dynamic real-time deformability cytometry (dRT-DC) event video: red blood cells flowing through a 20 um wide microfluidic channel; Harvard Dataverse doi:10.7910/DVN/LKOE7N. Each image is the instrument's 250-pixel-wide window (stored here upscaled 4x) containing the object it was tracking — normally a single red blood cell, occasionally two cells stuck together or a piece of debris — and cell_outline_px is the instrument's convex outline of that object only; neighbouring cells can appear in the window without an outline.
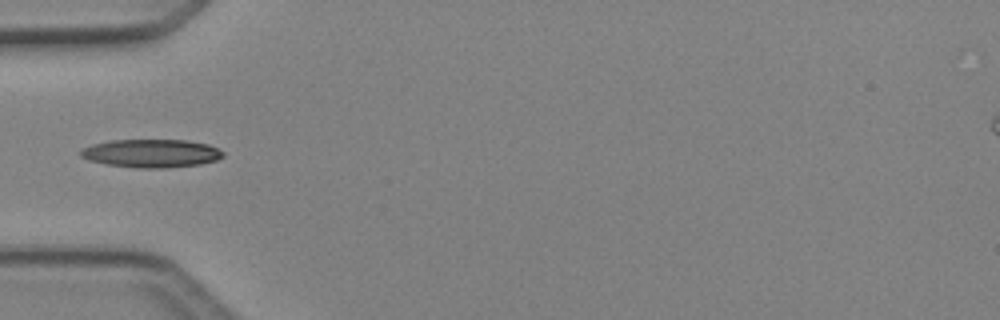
{"species": "Egyptian fruit bat (a non-hibernating species)", "species_latin": "Rousettus aegyptiacus", "temperature_condition": "cold", "stored_images_in_passage": 33, "camera_frame_rate_fps": 3000, "um_per_image_px": 0.085, "animal": {"sex": "female"}, "frame": {"image": 1, "passage_image": 1, "time_ms": 0.0, "image_size_px": [1000, 320], "cell_outline_px": [[224, 156], [216, 160], [200, 164], [168, 168], [136, 168], [108, 164], [88, 160], [80, 156], [80, 148], [92, 144], [112, 140], [188, 140], [208, 144], [224, 152]], "centroid_in_image_um": [12.85, 13.03], "position_along_channel_um": 72.2, "area_um2": 23.52}}
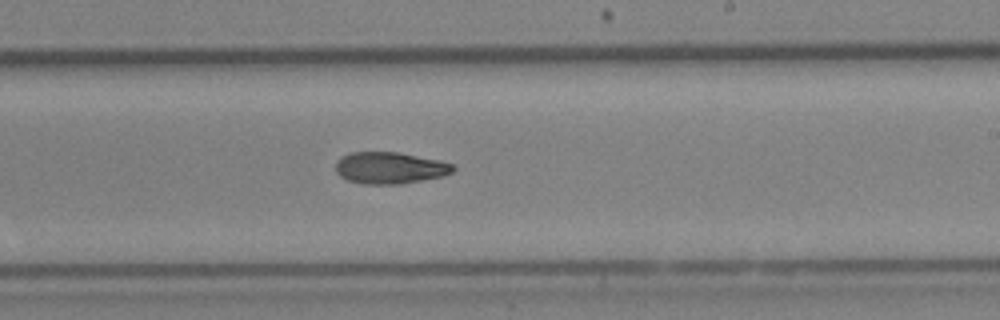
{"frame": {"image": 2, "passage_image": 14, "time_ms": 4.333, "image_size_px": [1000, 320], "cell_outline_px": [[456, 168], [452, 172], [444, 176], [400, 184], [364, 184], [348, 180], [340, 176], [336, 172], [336, 160], [340, 156], [352, 152], [400, 152], [440, 160], [456, 164]], "centroid_in_image_um": [33.16, 14.26], "position_along_channel_um": 255.8, "area_um2": 21.96}}
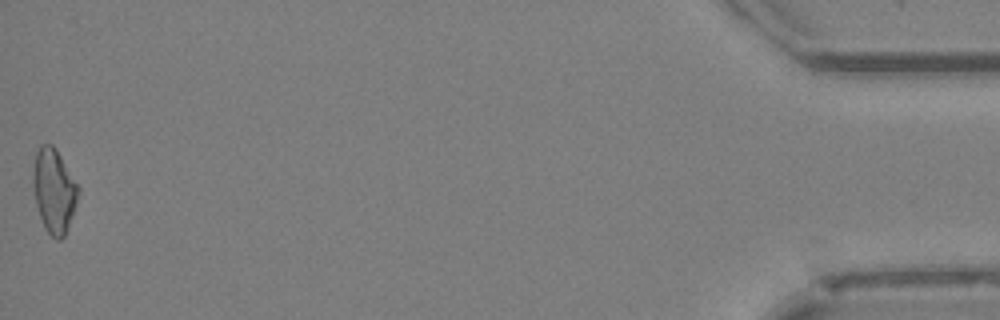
{"frame": {"image": 3, "passage_image": 33, "time_ms": 10.667, "image_size_px": [1000, 320], "cell_outline_px": [[80, 192], [76, 204], [64, 236], [60, 240], [56, 240], [44, 228], [36, 204], [32, 188], [32, 176], [36, 152], [40, 144], [52, 144], [56, 148], [80, 188]], "centroid_in_image_um": [4.58, 16.19], "position_along_channel_um": 430.6, "area_um2": 22.2}, "authors_computed_cell_mechanics": {"area_um2": 21.964, "velocity_mm_per_s": 4.2648, "shape_relaxation_time_tau1_ms": null, "shape_relaxation_time_tau2_ms": 10.1289, "deformation_change_tau1": null, "deformation_change_tau2": 0.2013}}